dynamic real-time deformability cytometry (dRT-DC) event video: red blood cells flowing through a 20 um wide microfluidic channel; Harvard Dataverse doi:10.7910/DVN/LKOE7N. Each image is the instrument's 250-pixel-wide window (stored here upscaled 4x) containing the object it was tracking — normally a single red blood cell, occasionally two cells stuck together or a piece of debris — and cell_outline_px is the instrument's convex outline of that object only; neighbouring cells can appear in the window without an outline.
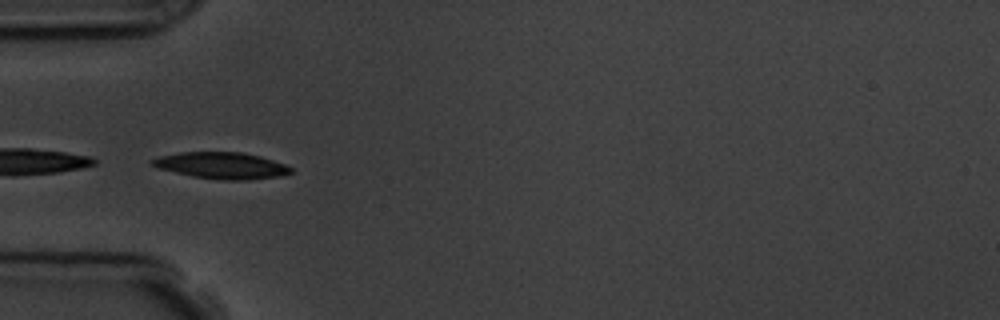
{"species": "common noctule bat (a hibernating species)", "species_latin": "Nyctalus noctula", "temperature_condition": "room temperature", "stored_images_in_passage": 4, "camera_frame_rate_fps": 3000, "um_per_image_px": 0.085, "animal": {"sex": "male", "body_mass_g": 19.5, "forearm_length_mm": 54.6}, "frame": {"image": 1, "passage_image": 3, "time_ms": 3.333, "image_size_px": [1000, 320], "cell_outline_px": [[292, 172], [280, 176], [248, 180], [220, 180], [192, 176], [156, 168], [148, 164], [148, 160], [160, 156], [180, 152], [240, 152], [260, 156], [284, 164], [292, 168]], "centroid_in_image_um": [18.77, 14.07], "position_along_channel_um": 66.2, "area_um2": 21.56}}
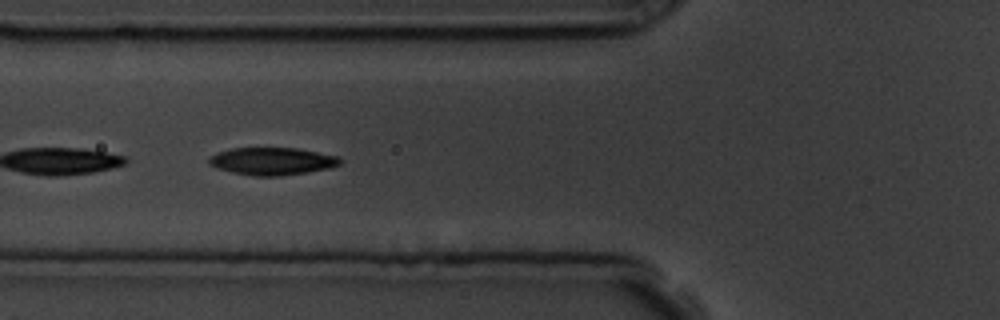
{"frame": {"image": 2, "passage_image": 4, "time_ms": 4.333, "image_size_px": [1000, 320], "cell_outline_px": [[344, 160], [340, 164], [328, 168], [304, 172], [276, 176], [256, 176], [232, 172], [216, 168], [208, 164], [208, 156], [232, 148], [296, 148], [340, 156]], "centroid_in_image_um": [23.13, 13.69], "position_along_channel_um": 102.7, "area_um2": 20.92}}